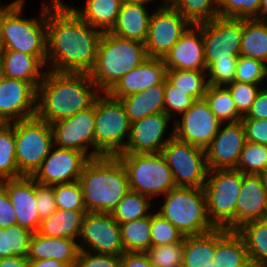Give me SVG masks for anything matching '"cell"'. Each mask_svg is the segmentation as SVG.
Listing matches in <instances>:
<instances>
[{
  "label": "cell",
  "instance_id": "obj_1",
  "mask_svg": "<svg viewBox=\"0 0 267 267\" xmlns=\"http://www.w3.org/2000/svg\"><path fill=\"white\" fill-rule=\"evenodd\" d=\"M102 34L84 22L65 0H47V70L89 74Z\"/></svg>",
  "mask_w": 267,
  "mask_h": 267
},
{
  "label": "cell",
  "instance_id": "obj_2",
  "mask_svg": "<svg viewBox=\"0 0 267 267\" xmlns=\"http://www.w3.org/2000/svg\"><path fill=\"white\" fill-rule=\"evenodd\" d=\"M100 93L88 73L47 70L38 87L36 115L51 125L88 109Z\"/></svg>",
  "mask_w": 267,
  "mask_h": 267
},
{
  "label": "cell",
  "instance_id": "obj_3",
  "mask_svg": "<svg viewBox=\"0 0 267 267\" xmlns=\"http://www.w3.org/2000/svg\"><path fill=\"white\" fill-rule=\"evenodd\" d=\"M78 181L87 212L111 214L130 190L127 171L117 156L90 159Z\"/></svg>",
  "mask_w": 267,
  "mask_h": 267
},
{
  "label": "cell",
  "instance_id": "obj_4",
  "mask_svg": "<svg viewBox=\"0 0 267 267\" xmlns=\"http://www.w3.org/2000/svg\"><path fill=\"white\" fill-rule=\"evenodd\" d=\"M26 2L11 0V4L2 9L0 50H13L37 56L46 65L47 0L40 1L38 18L23 16L26 15L23 13Z\"/></svg>",
  "mask_w": 267,
  "mask_h": 267
},
{
  "label": "cell",
  "instance_id": "obj_5",
  "mask_svg": "<svg viewBox=\"0 0 267 267\" xmlns=\"http://www.w3.org/2000/svg\"><path fill=\"white\" fill-rule=\"evenodd\" d=\"M147 58L144 43L103 32L96 63L89 75L100 92H108L122 76Z\"/></svg>",
  "mask_w": 267,
  "mask_h": 267
},
{
  "label": "cell",
  "instance_id": "obj_6",
  "mask_svg": "<svg viewBox=\"0 0 267 267\" xmlns=\"http://www.w3.org/2000/svg\"><path fill=\"white\" fill-rule=\"evenodd\" d=\"M160 200L161 205L155 210L184 237L204 234L216 228L208 217L203 188L176 186L161 196Z\"/></svg>",
  "mask_w": 267,
  "mask_h": 267
},
{
  "label": "cell",
  "instance_id": "obj_7",
  "mask_svg": "<svg viewBox=\"0 0 267 267\" xmlns=\"http://www.w3.org/2000/svg\"><path fill=\"white\" fill-rule=\"evenodd\" d=\"M130 128L122 102L101 92L95 98V158L121 153L129 139Z\"/></svg>",
  "mask_w": 267,
  "mask_h": 267
},
{
  "label": "cell",
  "instance_id": "obj_8",
  "mask_svg": "<svg viewBox=\"0 0 267 267\" xmlns=\"http://www.w3.org/2000/svg\"><path fill=\"white\" fill-rule=\"evenodd\" d=\"M129 178L130 190L153 201L176 187L172 172L162 153H119ZM157 197V198H156ZM155 198V199H154Z\"/></svg>",
  "mask_w": 267,
  "mask_h": 267
},
{
  "label": "cell",
  "instance_id": "obj_9",
  "mask_svg": "<svg viewBox=\"0 0 267 267\" xmlns=\"http://www.w3.org/2000/svg\"><path fill=\"white\" fill-rule=\"evenodd\" d=\"M243 173L237 169L208 170L203 190L207 213L216 228L235 231V210Z\"/></svg>",
  "mask_w": 267,
  "mask_h": 267
},
{
  "label": "cell",
  "instance_id": "obj_10",
  "mask_svg": "<svg viewBox=\"0 0 267 267\" xmlns=\"http://www.w3.org/2000/svg\"><path fill=\"white\" fill-rule=\"evenodd\" d=\"M16 162L22 176H32L53 146L51 125L37 115L14 122Z\"/></svg>",
  "mask_w": 267,
  "mask_h": 267
},
{
  "label": "cell",
  "instance_id": "obj_11",
  "mask_svg": "<svg viewBox=\"0 0 267 267\" xmlns=\"http://www.w3.org/2000/svg\"><path fill=\"white\" fill-rule=\"evenodd\" d=\"M161 153L177 187L203 188L208 173L204 149L173 137Z\"/></svg>",
  "mask_w": 267,
  "mask_h": 267
},
{
  "label": "cell",
  "instance_id": "obj_12",
  "mask_svg": "<svg viewBox=\"0 0 267 267\" xmlns=\"http://www.w3.org/2000/svg\"><path fill=\"white\" fill-rule=\"evenodd\" d=\"M191 25L169 3H159L153 11L144 43L147 56L164 59L170 49Z\"/></svg>",
  "mask_w": 267,
  "mask_h": 267
},
{
  "label": "cell",
  "instance_id": "obj_13",
  "mask_svg": "<svg viewBox=\"0 0 267 267\" xmlns=\"http://www.w3.org/2000/svg\"><path fill=\"white\" fill-rule=\"evenodd\" d=\"M243 33V19L216 17L202 23L206 69L223 59H238Z\"/></svg>",
  "mask_w": 267,
  "mask_h": 267
},
{
  "label": "cell",
  "instance_id": "obj_14",
  "mask_svg": "<svg viewBox=\"0 0 267 267\" xmlns=\"http://www.w3.org/2000/svg\"><path fill=\"white\" fill-rule=\"evenodd\" d=\"M79 250L121 256L125 251L120 225L110 213L87 212L77 240Z\"/></svg>",
  "mask_w": 267,
  "mask_h": 267
},
{
  "label": "cell",
  "instance_id": "obj_15",
  "mask_svg": "<svg viewBox=\"0 0 267 267\" xmlns=\"http://www.w3.org/2000/svg\"><path fill=\"white\" fill-rule=\"evenodd\" d=\"M95 100L91 107L51 124L53 145L74 149L95 158Z\"/></svg>",
  "mask_w": 267,
  "mask_h": 267
},
{
  "label": "cell",
  "instance_id": "obj_16",
  "mask_svg": "<svg viewBox=\"0 0 267 267\" xmlns=\"http://www.w3.org/2000/svg\"><path fill=\"white\" fill-rule=\"evenodd\" d=\"M221 124L207 101L204 98L198 99L174 120V137L205 149L219 131Z\"/></svg>",
  "mask_w": 267,
  "mask_h": 267
},
{
  "label": "cell",
  "instance_id": "obj_17",
  "mask_svg": "<svg viewBox=\"0 0 267 267\" xmlns=\"http://www.w3.org/2000/svg\"><path fill=\"white\" fill-rule=\"evenodd\" d=\"M170 123L174 124V121L164 112L131 123L129 139L121 153H161L174 137V125L170 126Z\"/></svg>",
  "mask_w": 267,
  "mask_h": 267
},
{
  "label": "cell",
  "instance_id": "obj_18",
  "mask_svg": "<svg viewBox=\"0 0 267 267\" xmlns=\"http://www.w3.org/2000/svg\"><path fill=\"white\" fill-rule=\"evenodd\" d=\"M90 158L83 152L52 146L40 167L31 176L38 184L53 186L79 180Z\"/></svg>",
  "mask_w": 267,
  "mask_h": 267
},
{
  "label": "cell",
  "instance_id": "obj_19",
  "mask_svg": "<svg viewBox=\"0 0 267 267\" xmlns=\"http://www.w3.org/2000/svg\"><path fill=\"white\" fill-rule=\"evenodd\" d=\"M38 89L20 79L0 78V119L13 123L37 114Z\"/></svg>",
  "mask_w": 267,
  "mask_h": 267
},
{
  "label": "cell",
  "instance_id": "obj_20",
  "mask_svg": "<svg viewBox=\"0 0 267 267\" xmlns=\"http://www.w3.org/2000/svg\"><path fill=\"white\" fill-rule=\"evenodd\" d=\"M243 123H222L211 143L204 149L208 170L236 169L245 146Z\"/></svg>",
  "mask_w": 267,
  "mask_h": 267
},
{
  "label": "cell",
  "instance_id": "obj_21",
  "mask_svg": "<svg viewBox=\"0 0 267 267\" xmlns=\"http://www.w3.org/2000/svg\"><path fill=\"white\" fill-rule=\"evenodd\" d=\"M267 218V184L265 175L243 174L235 210V231L243 224Z\"/></svg>",
  "mask_w": 267,
  "mask_h": 267
},
{
  "label": "cell",
  "instance_id": "obj_22",
  "mask_svg": "<svg viewBox=\"0 0 267 267\" xmlns=\"http://www.w3.org/2000/svg\"><path fill=\"white\" fill-rule=\"evenodd\" d=\"M16 213L18 225L32 233L38 231L41 219L36 206L35 180L31 176H22L0 181Z\"/></svg>",
  "mask_w": 267,
  "mask_h": 267
},
{
  "label": "cell",
  "instance_id": "obj_23",
  "mask_svg": "<svg viewBox=\"0 0 267 267\" xmlns=\"http://www.w3.org/2000/svg\"><path fill=\"white\" fill-rule=\"evenodd\" d=\"M163 60L167 70L206 71L202 23L192 24Z\"/></svg>",
  "mask_w": 267,
  "mask_h": 267
},
{
  "label": "cell",
  "instance_id": "obj_24",
  "mask_svg": "<svg viewBox=\"0 0 267 267\" xmlns=\"http://www.w3.org/2000/svg\"><path fill=\"white\" fill-rule=\"evenodd\" d=\"M167 68L163 59L148 57L139 66L122 76L107 92L112 98L121 99L152 86L166 79Z\"/></svg>",
  "mask_w": 267,
  "mask_h": 267
},
{
  "label": "cell",
  "instance_id": "obj_25",
  "mask_svg": "<svg viewBox=\"0 0 267 267\" xmlns=\"http://www.w3.org/2000/svg\"><path fill=\"white\" fill-rule=\"evenodd\" d=\"M1 76L20 79L37 89L47 71L46 65L37 57L13 50H0Z\"/></svg>",
  "mask_w": 267,
  "mask_h": 267
},
{
  "label": "cell",
  "instance_id": "obj_26",
  "mask_svg": "<svg viewBox=\"0 0 267 267\" xmlns=\"http://www.w3.org/2000/svg\"><path fill=\"white\" fill-rule=\"evenodd\" d=\"M149 10L150 7L145 5L122 1L117 20L109 32L122 38L145 43L154 11Z\"/></svg>",
  "mask_w": 267,
  "mask_h": 267
},
{
  "label": "cell",
  "instance_id": "obj_27",
  "mask_svg": "<svg viewBox=\"0 0 267 267\" xmlns=\"http://www.w3.org/2000/svg\"><path fill=\"white\" fill-rule=\"evenodd\" d=\"M79 251L77 240L46 237L35 232L30 239L26 258L28 260L55 259L74 267Z\"/></svg>",
  "mask_w": 267,
  "mask_h": 267
},
{
  "label": "cell",
  "instance_id": "obj_28",
  "mask_svg": "<svg viewBox=\"0 0 267 267\" xmlns=\"http://www.w3.org/2000/svg\"><path fill=\"white\" fill-rule=\"evenodd\" d=\"M213 261L219 267H248L251 264L243 238L236 231L215 228Z\"/></svg>",
  "mask_w": 267,
  "mask_h": 267
},
{
  "label": "cell",
  "instance_id": "obj_29",
  "mask_svg": "<svg viewBox=\"0 0 267 267\" xmlns=\"http://www.w3.org/2000/svg\"><path fill=\"white\" fill-rule=\"evenodd\" d=\"M165 80L145 91L119 99L131 123L164 112Z\"/></svg>",
  "mask_w": 267,
  "mask_h": 267
},
{
  "label": "cell",
  "instance_id": "obj_30",
  "mask_svg": "<svg viewBox=\"0 0 267 267\" xmlns=\"http://www.w3.org/2000/svg\"><path fill=\"white\" fill-rule=\"evenodd\" d=\"M122 0H86L83 7L73 6L72 10L87 24L102 32H109L114 26Z\"/></svg>",
  "mask_w": 267,
  "mask_h": 267
},
{
  "label": "cell",
  "instance_id": "obj_31",
  "mask_svg": "<svg viewBox=\"0 0 267 267\" xmlns=\"http://www.w3.org/2000/svg\"><path fill=\"white\" fill-rule=\"evenodd\" d=\"M86 213L87 211L57 209L41 220L37 233L46 237L78 240Z\"/></svg>",
  "mask_w": 267,
  "mask_h": 267
},
{
  "label": "cell",
  "instance_id": "obj_32",
  "mask_svg": "<svg viewBox=\"0 0 267 267\" xmlns=\"http://www.w3.org/2000/svg\"><path fill=\"white\" fill-rule=\"evenodd\" d=\"M215 254V229L210 232L185 236L182 267H206Z\"/></svg>",
  "mask_w": 267,
  "mask_h": 267
},
{
  "label": "cell",
  "instance_id": "obj_33",
  "mask_svg": "<svg viewBox=\"0 0 267 267\" xmlns=\"http://www.w3.org/2000/svg\"><path fill=\"white\" fill-rule=\"evenodd\" d=\"M240 56L267 64V23L259 19H243Z\"/></svg>",
  "mask_w": 267,
  "mask_h": 267
},
{
  "label": "cell",
  "instance_id": "obj_34",
  "mask_svg": "<svg viewBox=\"0 0 267 267\" xmlns=\"http://www.w3.org/2000/svg\"><path fill=\"white\" fill-rule=\"evenodd\" d=\"M236 232L244 240L251 264L267 267V218L247 222Z\"/></svg>",
  "mask_w": 267,
  "mask_h": 267
},
{
  "label": "cell",
  "instance_id": "obj_35",
  "mask_svg": "<svg viewBox=\"0 0 267 267\" xmlns=\"http://www.w3.org/2000/svg\"><path fill=\"white\" fill-rule=\"evenodd\" d=\"M155 206L159 205H155L151 198L129 190L111 212V215L118 224H123L151 215Z\"/></svg>",
  "mask_w": 267,
  "mask_h": 267
},
{
  "label": "cell",
  "instance_id": "obj_36",
  "mask_svg": "<svg viewBox=\"0 0 267 267\" xmlns=\"http://www.w3.org/2000/svg\"><path fill=\"white\" fill-rule=\"evenodd\" d=\"M119 225L125 252L145 253L151 247V215Z\"/></svg>",
  "mask_w": 267,
  "mask_h": 267
},
{
  "label": "cell",
  "instance_id": "obj_37",
  "mask_svg": "<svg viewBox=\"0 0 267 267\" xmlns=\"http://www.w3.org/2000/svg\"><path fill=\"white\" fill-rule=\"evenodd\" d=\"M204 99L221 123H237L242 116L238 113L229 90L224 86L209 85Z\"/></svg>",
  "mask_w": 267,
  "mask_h": 267
},
{
  "label": "cell",
  "instance_id": "obj_38",
  "mask_svg": "<svg viewBox=\"0 0 267 267\" xmlns=\"http://www.w3.org/2000/svg\"><path fill=\"white\" fill-rule=\"evenodd\" d=\"M22 177L16 162L14 122L0 126V181Z\"/></svg>",
  "mask_w": 267,
  "mask_h": 267
},
{
  "label": "cell",
  "instance_id": "obj_39",
  "mask_svg": "<svg viewBox=\"0 0 267 267\" xmlns=\"http://www.w3.org/2000/svg\"><path fill=\"white\" fill-rule=\"evenodd\" d=\"M168 3L193 25L219 17V0H168Z\"/></svg>",
  "mask_w": 267,
  "mask_h": 267
},
{
  "label": "cell",
  "instance_id": "obj_40",
  "mask_svg": "<svg viewBox=\"0 0 267 267\" xmlns=\"http://www.w3.org/2000/svg\"><path fill=\"white\" fill-rule=\"evenodd\" d=\"M166 79L195 100L203 99L209 86L206 71L167 70Z\"/></svg>",
  "mask_w": 267,
  "mask_h": 267
},
{
  "label": "cell",
  "instance_id": "obj_41",
  "mask_svg": "<svg viewBox=\"0 0 267 267\" xmlns=\"http://www.w3.org/2000/svg\"><path fill=\"white\" fill-rule=\"evenodd\" d=\"M32 234L18 224L6 229L0 228V259L11 256L26 257Z\"/></svg>",
  "mask_w": 267,
  "mask_h": 267
},
{
  "label": "cell",
  "instance_id": "obj_42",
  "mask_svg": "<svg viewBox=\"0 0 267 267\" xmlns=\"http://www.w3.org/2000/svg\"><path fill=\"white\" fill-rule=\"evenodd\" d=\"M236 169L243 174L267 175V145L246 142Z\"/></svg>",
  "mask_w": 267,
  "mask_h": 267
},
{
  "label": "cell",
  "instance_id": "obj_43",
  "mask_svg": "<svg viewBox=\"0 0 267 267\" xmlns=\"http://www.w3.org/2000/svg\"><path fill=\"white\" fill-rule=\"evenodd\" d=\"M57 209L87 211L79 181L53 185Z\"/></svg>",
  "mask_w": 267,
  "mask_h": 267
},
{
  "label": "cell",
  "instance_id": "obj_44",
  "mask_svg": "<svg viewBox=\"0 0 267 267\" xmlns=\"http://www.w3.org/2000/svg\"><path fill=\"white\" fill-rule=\"evenodd\" d=\"M234 81L267 85V64L258 59L239 56Z\"/></svg>",
  "mask_w": 267,
  "mask_h": 267
},
{
  "label": "cell",
  "instance_id": "obj_45",
  "mask_svg": "<svg viewBox=\"0 0 267 267\" xmlns=\"http://www.w3.org/2000/svg\"><path fill=\"white\" fill-rule=\"evenodd\" d=\"M183 234L154 210L151 214V247L183 242Z\"/></svg>",
  "mask_w": 267,
  "mask_h": 267
},
{
  "label": "cell",
  "instance_id": "obj_46",
  "mask_svg": "<svg viewBox=\"0 0 267 267\" xmlns=\"http://www.w3.org/2000/svg\"><path fill=\"white\" fill-rule=\"evenodd\" d=\"M184 241L152 246L145 253L154 267H182Z\"/></svg>",
  "mask_w": 267,
  "mask_h": 267
},
{
  "label": "cell",
  "instance_id": "obj_47",
  "mask_svg": "<svg viewBox=\"0 0 267 267\" xmlns=\"http://www.w3.org/2000/svg\"><path fill=\"white\" fill-rule=\"evenodd\" d=\"M260 0H219V17L259 19Z\"/></svg>",
  "mask_w": 267,
  "mask_h": 267
},
{
  "label": "cell",
  "instance_id": "obj_48",
  "mask_svg": "<svg viewBox=\"0 0 267 267\" xmlns=\"http://www.w3.org/2000/svg\"><path fill=\"white\" fill-rule=\"evenodd\" d=\"M164 94V113L173 121L187 111L195 101L191 95L174 87L167 79H165Z\"/></svg>",
  "mask_w": 267,
  "mask_h": 267
},
{
  "label": "cell",
  "instance_id": "obj_49",
  "mask_svg": "<svg viewBox=\"0 0 267 267\" xmlns=\"http://www.w3.org/2000/svg\"><path fill=\"white\" fill-rule=\"evenodd\" d=\"M264 85H255L242 82H231L225 87L229 90L236 105L238 113L243 117L250 110L251 105Z\"/></svg>",
  "mask_w": 267,
  "mask_h": 267
},
{
  "label": "cell",
  "instance_id": "obj_50",
  "mask_svg": "<svg viewBox=\"0 0 267 267\" xmlns=\"http://www.w3.org/2000/svg\"><path fill=\"white\" fill-rule=\"evenodd\" d=\"M238 59H223L214 62L207 70L208 84L226 86L234 82Z\"/></svg>",
  "mask_w": 267,
  "mask_h": 267
},
{
  "label": "cell",
  "instance_id": "obj_51",
  "mask_svg": "<svg viewBox=\"0 0 267 267\" xmlns=\"http://www.w3.org/2000/svg\"><path fill=\"white\" fill-rule=\"evenodd\" d=\"M74 267H120V256L80 250Z\"/></svg>",
  "mask_w": 267,
  "mask_h": 267
},
{
  "label": "cell",
  "instance_id": "obj_52",
  "mask_svg": "<svg viewBox=\"0 0 267 267\" xmlns=\"http://www.w3.org/2000/svg\"><path fill=\"white\" fill-rule=\"evenodd\" d=\"M35 193L37 211L42 220L57 210L53 186L38 184L35 181Z\"/></svg>",
  "mask_w": 267,
  "mask_h": 267
},
{
  "label": "cell",
  "instance_id": "obj_53",
  "mask_svg": "<svg viewBox=\"0 0 267 267\" xmlns=\"http://www.w3.org/2000/svg\"><path fill=\"white\" fill-rule=\"evenodd\" d=\"M247 142L267 145V120L241 119Z\"/></svg>",
  "mask_w": 267,
  "mask_h": 267
},
{
  "label": "cell",
  "instance_id": "obj_54",
  "mask_svg": "<svg viewBox=\"0 0 267 267\" xmlns=\"http://www.w3.org/2000/svg\"><path fill=\"white\" fill-rule=\"evenodd\" d=\"M16 224L18 223L14 207L5 188L0 184V228L6 229Z\"/></svg>",
  "mask_w": 267,
  "mask_h": 267
},
{
  "label": "cell",
  "instance_id": "obj_55",
  "mask_svg": "<svg viewBox=\"0 0 267 267\" xmlns=\"http://www.w3.org/2000/svg\"><path fill=\"white\" fill-rule=\"evenodd\" d=\"M244 117L246 119L267 120V85L261 87L250 110Z\"/></svg>",
  "mask_w": 267,
  "mask_h": 267
},
{
  "label": "cell",
  "instance_id": "obj_56",
  "mask_svg": "<svg viewBox=\"0 0 267 267\" xmlns=\"http://www.w3.org/2000/svg\"><path fill=\"white\" fill-rule=\"evenodd\" d=\"M120 267H154L146 253L124 252L120 256Z\"/></svg>",
  "mask_w": 267,
  "mask_h": 267
},
{
  "label": "cell",
  "instance_id": "obj_57",
  "mask_svg": "<svg viewBox=\"0 0 267 267\" xmlns=\"http://www.w3.org/2000/svg\"><path fill=\"white\" fill-rule=\"evenodd\" d=\"M28 267H73V266L55 259H43V260H28Z\"/></svg>",
  "mask_w": 267,
  "mask_h": 267
},
{
  "label": "cell",
  "instance_id": "obj_58",
  "mask_svg": "<svg viewBox=\"0 0 267 267\" xmlns=\"http://www.w3.org/2000/svg\"><path fill=\"white\" fill-rule=\"evenodd\" d=\"M0 267H28V259L21 256L1 258Z\"/></svg>",
  "mask_w": 267,
  "mask_h": 267
},
{
  "label": "cell",
  "instance_id": "obj_59",
  "mask_svg": "<svg viewBox=\"0 0 267 267\" xmlns=\"http://www.w3.org/2000/svg\"><path fill=\"white\" fill-rule=\"evenodd\" d=\"M122 1H126L129 3H135V4H142L145 5L147 7H150L149 5L153 4L155 1V3H157L158 1L161 2V4H167L168 0H122Z\"/></svg>",
  "mask_w": 267,
  "mask_h": 267
},
{
  "label": "cell",
  "instance_id": "obj_60",
  "mask_svg": "<svg viewBox=\"0 0 267 267\" xmlns=\"http://www.w3.org/2000/svg\"><path fill=\"white\" fill-rule=\"evenodd\" d=\"M267 18V0H260L259 20Z\"/></svg>",
  "mask_w": 267,
  "mask_h": 267
},
{
  "label": "cell",
  "instance_id": "obj_61",
  "mask_svg": "<svg viewBox=\"0 0 267 267\" xmlns=\"http://www.w3.org/2000/svg\"><path fill=\"white\" fill-rule=\"evenodd\" d=\"M1 2H2V1L0 0V10H1V9H5V8H7V7L11 4V0H10V2H8V3H5V5H4V2H3V5H2Z\"/></svg>",
  "mask_w": 267,
  "mask_h": 267
},
{
  "label": "cell",
  "instance_id": "obj_62",
  "mask_svg": "<svg viewBox=\"0 0 267 267\" xmlns=\"http://www.w3.org/2000/svg\"><path fill=\"white\" fill-rule=\"evenodd\" d=\"M1 30H2V9L0 10V46H1Z\"/></svg>",
  "mask_w": 267,
  "mask_h": 267
},
{
  "label": "cell",
  "instance_id": "obj_63",
  "mask_svg": "<svg viewBox=\"0 0 267 267\" xmlns=\"http://www.w3.org/2000/svg\"><path fill=\"white\" fill-rule=\"evenodd\" d=\"M206 267H219L217 261H212V264L207 265Z\"/></svg>",
  "mask_w": 267,
  "mask_h": 267
},
{
  "label": "cell",
  "instance_id": "obj_64",
  "mask_svg": "<svg viewBox=\"0 0 267 267\" xmlns=\"http://www.w3.org/2000/svg\"><path fill=\"white\" fill-rule=\"evenodd\" d=\"M248 267H265V266H260V265H255V264H250Z\"/></svg>",
  "mask_w": 267,
  "mask_h": 267
}]
</instances>
